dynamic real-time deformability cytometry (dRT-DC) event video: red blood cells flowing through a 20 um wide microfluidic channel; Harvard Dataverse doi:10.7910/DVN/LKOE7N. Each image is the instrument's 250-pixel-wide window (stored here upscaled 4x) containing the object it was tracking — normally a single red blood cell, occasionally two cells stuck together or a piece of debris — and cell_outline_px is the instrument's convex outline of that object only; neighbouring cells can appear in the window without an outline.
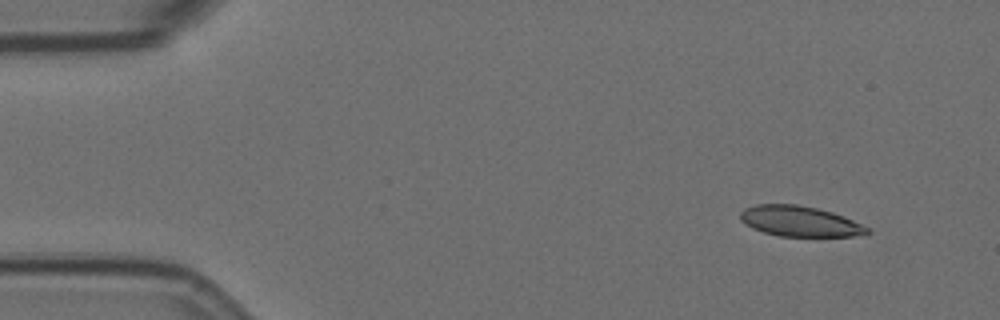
{"species": "Egyptian fruit bat (a non-hibernating species)", "species_latin": "Rousettus aegyptiacus", "temperature_condition": "room temperature", "stored_images_in_passage": 53, "camera_frame_rate_fps": 3000, "um_per_image_px": 0.085, "animal": {"sex": "female"}, "frame": {"image": 1, "passage_image": 1, "time_ms": 0.0, "image_size_px": [1000, 320], "cell_outline_px": [[872, 232], [852, 236], [780, 236], [764, 232], [752, 228], [744, 224], [740, 220], [740, 212], [744, 208], [756, 204], [796, 204], [816, 208], [832, 212], [852, 220], [868, 228]], "centroid_in_image_um": [67.92, 18.8], "position_along_channel_um": 17.1, "area_um2": 22.37}}
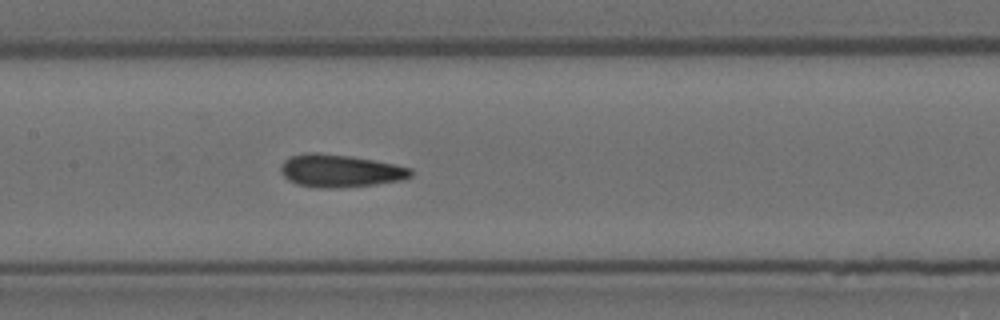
{"frame": {"image": 2, "passage_image": 23, "time_ms": 7.333, "image_size_px": [1000, 320], "cell_outline_px": [[412, 176], [400, 180], [376, 184], [340, 188], [316, 188], [296, 184], [288, 180], [280, 172], [280, 164], [284, 160], [292, 156], [304, 152], [320, 152], [352, 156], [412, 168]], "centroid_in_image_um": [28.85, 14.52], "position_along_channel_um": 178.6, "area_um2": 24.97}}
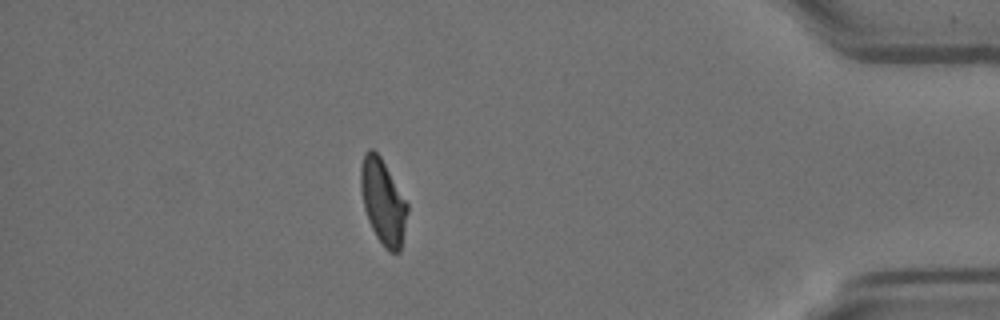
{"frame": {"image": 3, "passage_image": 46, "time_ms": 15.0, "image_size_px": [1000, 320], "cell_outline_px": [[408, 212], [400, 252], [388, 252], [384, 248], [376, 236], [368, 220], [364, 208], [360, 188], [360, 168], [364, 152], [368, 148], [372, 148], [380, 156], [408, 204]], "centroid_in_image_um": [32.54, 17.15], "position_along_channel_um": 402.7, "area_um2": 23.12}, "authors_computed_cell_mechanics": {"area_um2": 23.987, "velocity_mm_per_s": 3.5338, "shape_relaxation_time_tau1_ms": null, "shape_relaxation_time_tau2_ms": 1.9454, "deformation_change_tau1": null, "deformation_change_tau2": 0.0993}}